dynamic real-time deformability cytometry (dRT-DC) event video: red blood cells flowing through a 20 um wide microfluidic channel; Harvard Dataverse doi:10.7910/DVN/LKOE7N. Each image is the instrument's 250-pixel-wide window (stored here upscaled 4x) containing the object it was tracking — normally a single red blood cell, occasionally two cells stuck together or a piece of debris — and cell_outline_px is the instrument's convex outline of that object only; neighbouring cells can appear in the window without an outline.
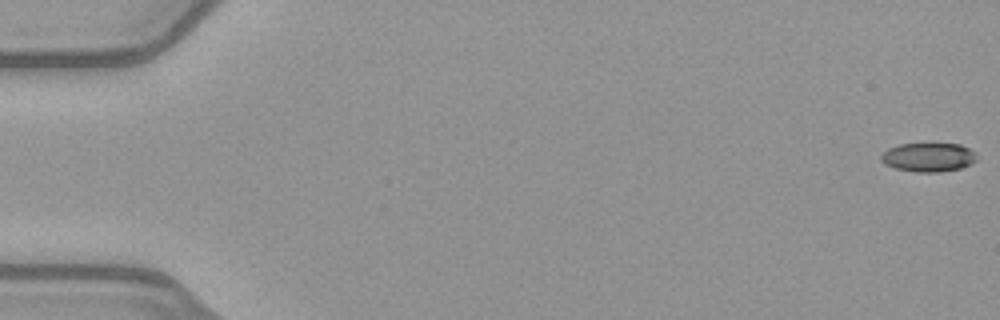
{"species": "common noctule bat (a hibernating species)", "species_latin": "Nyctalus noctula", "temperature_condition": "warm", "stored_images_in_passage": 52, "camera_frame_rate_fps": 3000, "um_per_image_px": 0.085, "animal": {"sex": "female", "body_mass_g": 21.9}, "frame": {"image": 1, "passage_image": 1, "time_ms": 0.0, "image_size_px": [1000, 320], "cell_outline_px": [[976, 160], [972, 164], [960, 168], [940, 172], [916, 172], [896, 168], [884, 164], [880, 160], [880, 156], [888, 148], [900, 144], [960, 144], [976, 152]], "centroid_in_image_um": [78.92, 13.37], "position_along_channel_um": 6.1, "area_um2": 16.13}}
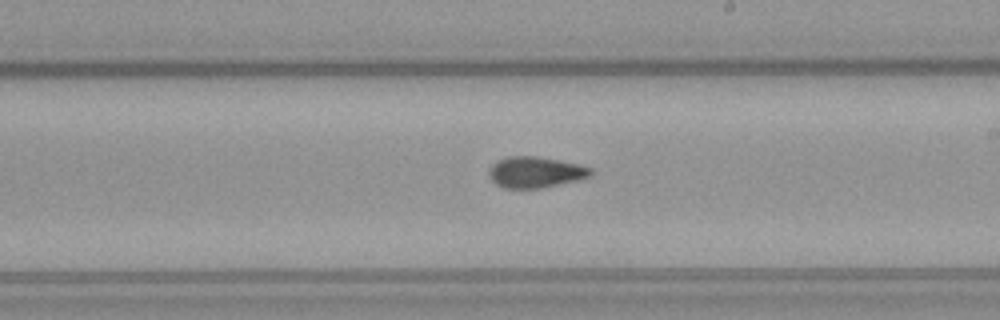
{"frame": {"image": 2, "passage_image": 31, "time_ms": 10.0, "image_size_px": [1000, 320], "cell_outline_px": [[592, 176], [576, 180], [540, 188], [504, 188], [496, 184], [488, 176], [488, 172], [492, 164], [496, 160], [508, 156], [536, 156], [580, 164], [592, 168]], "centroid_in_image_um": [45.49, 14.62], "position_along_channel_um": 243.5, "area_um2": 18.44}}
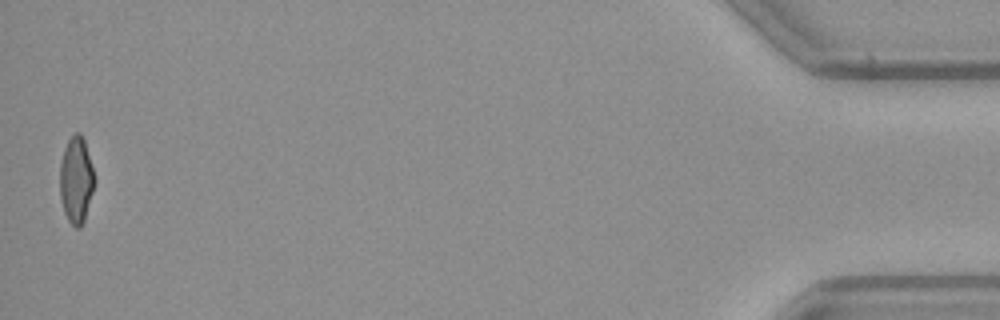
{"frame": {"image": 3, "passage_image": 52, "time_ms": 17.0, "image_size_px": [1000, 320], "cell_outline_px": [[96, 180], [84, 220], [80, 228], [76, 228], [68, 220], [64, 212], [60, 196], [60, 164], [64, 148], [68, 140], [76, 132], [80, 132], [84, 140], [96, 176]], "centroid_in_image_um": [6.49, 15.29], "position_along_channel_um": 428.7, "area_um2": 17.51}, "authors_computed_cell_mechanics": {"area_um2": 17.9758, "velocity_mm_per_s": 4.025, "shape_relaxation_time_tau1_ms": null, "shape_relaxation_time_tau2_ms": 2.5204, "deformation_change_tau1": null, "deformation_change_tau2": 0.0929}}